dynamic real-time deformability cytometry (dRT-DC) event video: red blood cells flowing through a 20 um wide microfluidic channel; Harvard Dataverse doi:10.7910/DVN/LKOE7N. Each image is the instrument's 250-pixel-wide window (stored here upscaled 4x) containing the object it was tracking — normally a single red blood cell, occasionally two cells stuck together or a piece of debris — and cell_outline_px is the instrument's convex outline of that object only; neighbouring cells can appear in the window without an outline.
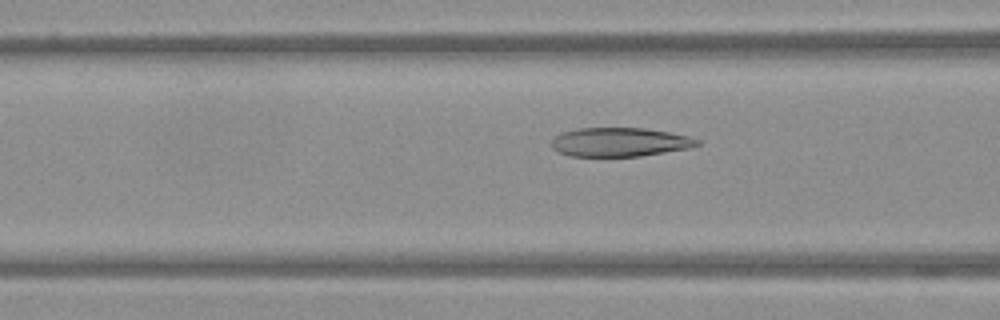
{"species": "Egyptian fruit bat (a non-hibernating species)", "species_latin": "Rousettus aegyptiacus", "temperature_condition": "warm", "stored_images_in_passage": 54, "camera_frame_rate_fps": 3000, "um_per_image_px": 0.085, "frame": {"image": 1, "passage_image": 22, "time_ms": 7.0, "image_size_px": [1000, 320], "cell_outline_px": [[700, 144], [688, 148], [640, 156], [568, 156], [556, 152], [552, 148], [552, 140], [556, 136], [564, 132], [580, 128], [644, 128], [668, 132], [688, 136], [700, 140]], "centroid_in_image_um": [52.65, 12.08], "position_along_channel_um": 113.9, "area_um2": 24.39}}
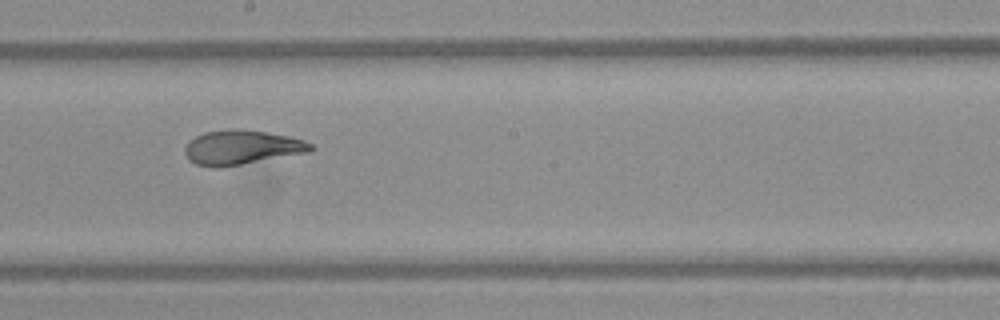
{"frame": {"image": 2, "passage_image": 31, "time_ms": 10.0, "image_size_px": [1000, 320], "cell_outline_px": [[316, 148], [312, 152], [216, 168], [196, 164], [188, 160], [184, 152], [184, 148], [196, 136], [204, 132], [228, 128], [244, 128], [268, 132], [288, 136], [304, 140], [312, 144]], "centroid_in_image_um": [20.58, 12.51], "position_along_channel_um": 227.6, "area_um2": 25.49}}
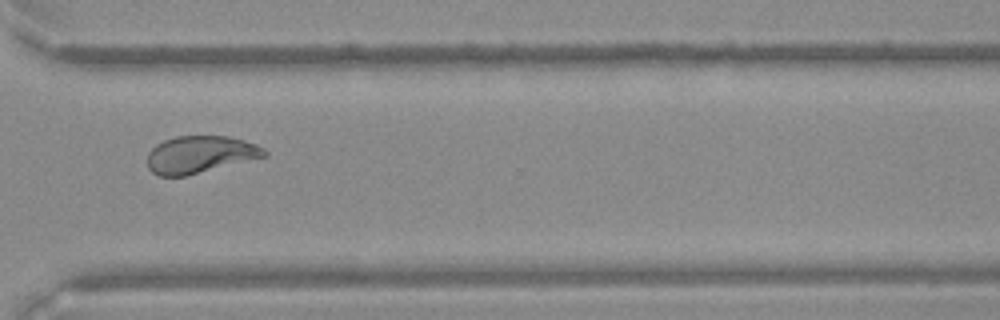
{"frame": {"image": 3, "passage_image": 41, "time_ms": 13.333, "image_size_px": [1000, 320], "cell_outline_px": [[268, 156], [188, 176], [156, 176], [148, 168], [148, 152], [156, 144], [164, 140], [176, 136], [228, 136], [244, 140], [256, 144], [264, 148], [268, 152]], "centroid_in_image_um": [17.02, 13.14], "position_along_channel_um": 353.6, "area_um2": 25.72}}